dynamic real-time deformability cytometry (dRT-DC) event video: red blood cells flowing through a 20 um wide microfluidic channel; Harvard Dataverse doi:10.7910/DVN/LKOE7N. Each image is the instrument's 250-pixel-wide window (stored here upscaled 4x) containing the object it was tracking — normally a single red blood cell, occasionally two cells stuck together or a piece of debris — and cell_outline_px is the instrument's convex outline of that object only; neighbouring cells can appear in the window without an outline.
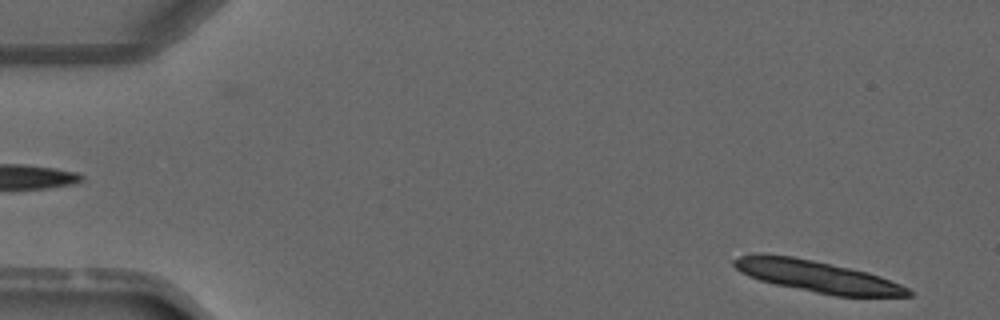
{"species": "common noctule bat (a hibernating species)", "species_latin": "Nyctalus noctula", "temperature_condition": "warm", "stored_images_in_passage": 5, "camera_frame_rate_fps": 3000, "um_per_image_px": 0.085, "animal": {"sex": "male", "forearm_length_mm": 52.5}, "frame": {"image": 1, "passage_image": 1, "time_ms": 0.0, "image_size_px": [1000, 320], "cell_outline_px": [[912, 296], [836, 296], [776, 284], [760, 280], [748, 276], [740, 272], [732, 264], [732, 260], [740, 256], [792, 256], [812, 260], [868, 272], [880, 276], [900, 284], [908, 288], [912, 292]], "centroid_in_image_um": [69.52, 23.52], "position_along_channel_um": 15.5, "area_um2": 31.15}}